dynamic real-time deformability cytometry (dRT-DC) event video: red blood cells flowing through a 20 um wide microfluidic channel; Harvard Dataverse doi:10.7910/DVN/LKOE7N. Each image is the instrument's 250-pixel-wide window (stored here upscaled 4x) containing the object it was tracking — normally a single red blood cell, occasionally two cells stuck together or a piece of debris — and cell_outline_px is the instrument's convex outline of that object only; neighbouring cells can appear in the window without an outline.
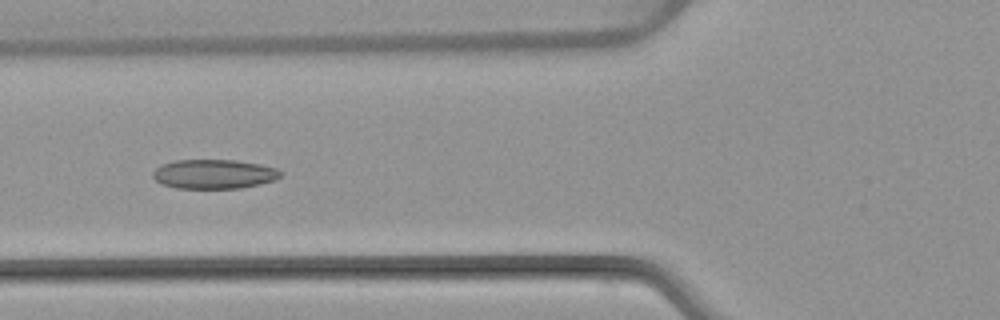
{"species": "common noctule bat (a hibernating species)", "species_latin": "Nyctalus noctula", "temperature_condition": "warm", "stored_images_in_passage": 7, "camera_frame_rate_fps": 3000, "um_per_image_px": 0.085, "animal": {"sex": "female", "body_mass_g": 22.7, "forearm_length_mm": 54.2}, "frame": {"image": 1, "passage_image": 6, "time_ms": 6.0, "image_size_px": [1000, 320], "cell_outline_px": [[284, 172], [280, 176], [272, 180], [260, 184], [240, 188], [176, 188], [160, 184], [152, 176], [152, 172], [160, 164], [172, 160], [236, 160], [260, 164], [276, 168]], "centroid_in_image_um": [18.15, 14.79], "position_along_channel_um": 107.7, "area_um2": 21.96}}
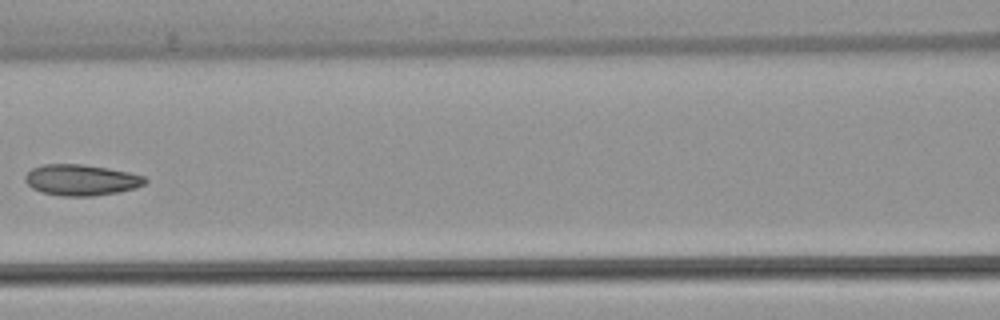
{"frame": {"image": 2, "passage_image": 7, "time_ms": 7.333, "image_size_px": [1000, 320], "cell_outline_px": [[148, 180], [144, 184], [136, 188], [120, 192], [92, 196], [64, 196], [40, 192], [32, 188], [24, 180], [24, 176], [32, 168], [44, 164], [84, 164], [108, 168], [128, 172], [144, 176]], "centroid_in_image_um": [6.9, 15.3], "position_along_channel_um": 159.7, "area_um2": 21.79}}